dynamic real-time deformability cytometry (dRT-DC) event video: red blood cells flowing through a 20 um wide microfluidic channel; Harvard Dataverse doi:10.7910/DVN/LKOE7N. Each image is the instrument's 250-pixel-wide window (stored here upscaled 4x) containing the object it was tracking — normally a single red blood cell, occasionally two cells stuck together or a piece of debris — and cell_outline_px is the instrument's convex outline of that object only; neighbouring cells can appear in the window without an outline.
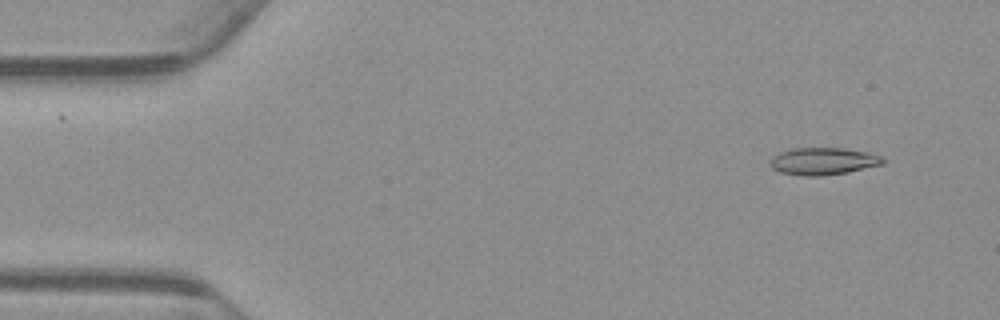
{"species": "common noctule bat (a hibernating species)", "species_latin": "Nyctalus noctula", "temperature_condition": "warm", "stored_images_in_passage": 54, "camera_frame_rate_fps": 3000, "um_per_image_px": 0.085, "animal": {"sex": "male", "body_mass_g": 23.1, "forearm_length_mm": 52.7}, "frame": {"image": 1, "passage_image": 4, "time_ms": 1.0, "image_size_px": [1000, 320], "cell_outline_px": [[884, 164], [848, 172], [820, 176], [804, 176], [780, 172], [772, 168], [768, 164], [772, 156], [780, 152], [792, 148], [840, 148], [868, 152], [880, 156], [884, 160]], "centroid_in_image_um": [69.93, 13.7], "position_along_channel_um": 15.1, "area_um2": 17.92}}
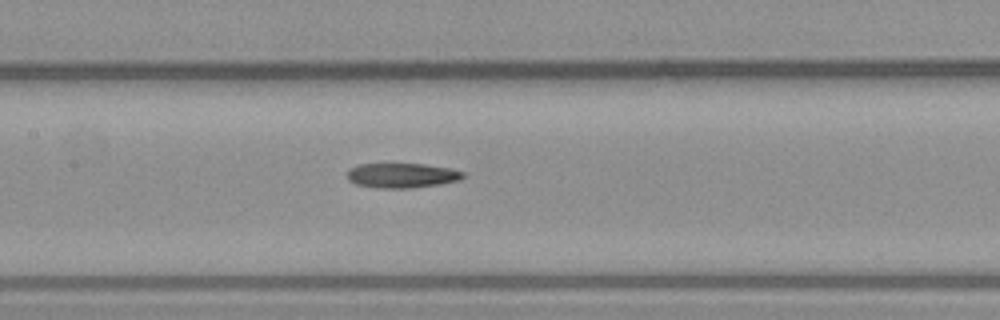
{"frame": {"image": 2, "passage_image": 25, "time_ms": 8.0, "image_size_px": [1000, 320], "cell_outline_px": [[464, 176], [460, 180], [440, 184], [412, 188], [376, 188], [356, 184], [348, 180], [348, 168], [360, 164], [424, 164], [452, 168], [464, 172]], "centroid_in_image_um": [34.17, 14.91], "position_along_channel_um": 173.2, "area_um2": 16.82}}
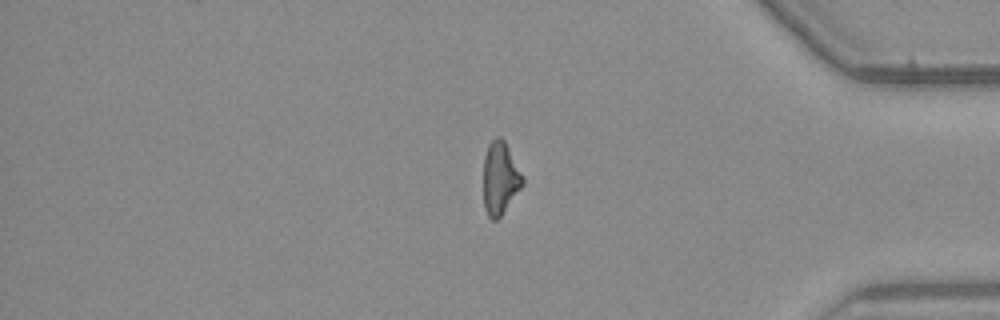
{"frame": {"image": 3, "passage_image": 45, "time_ms": 14.667, "image_size_px": [1000, 320], "cell_outline_px": [[524, 184], [500, 216], [496, 220], [492, 220], [488, 216], [484, 208], [484, 156], [488, 144], [496, 136], [500, 136], [504, 140], [524, 176]], "centroid_in_image_um": [42.52, 15.13], "position_along_channel_um": 392.7, "area_um2": 16.59}}